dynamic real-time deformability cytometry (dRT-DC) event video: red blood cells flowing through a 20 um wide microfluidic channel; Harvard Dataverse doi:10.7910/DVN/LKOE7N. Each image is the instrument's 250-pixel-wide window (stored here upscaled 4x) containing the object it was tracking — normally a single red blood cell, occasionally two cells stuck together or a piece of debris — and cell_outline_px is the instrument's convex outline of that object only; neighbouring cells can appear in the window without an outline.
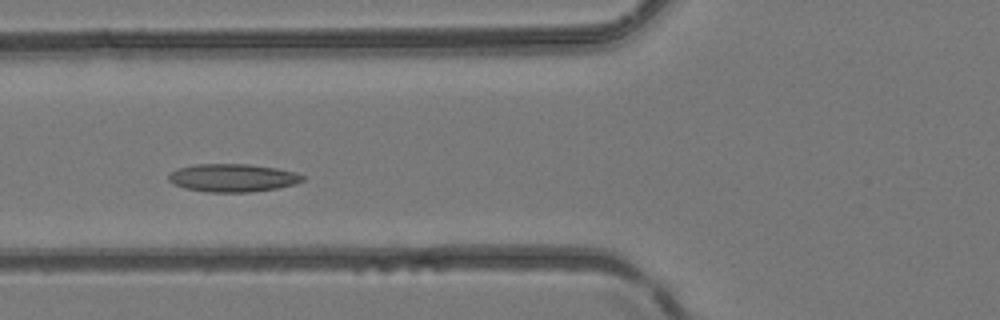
{"species": "common noctule bat (a hibernating species)", "species_latin": "Nyctalus noctula", "temperature_condition": "room temperature", "stored_images_in_passage": 5, "camera_frame_rate_fps": 3000, "um_per_image_px": 0.085, "animal": {"sex": "female", "body_mass_g": 24.6, "forearm_length_mm": 56.2}, "frame": {"image": 1, "passage_image": 4, "time_ms": 1.0, "image_size_px": [1000, 320], "cell_outline_px": [[304, 180], [296, 184], [276, 188], [252, 192], [208, 192], [184, 188], [172, 184], [168, 180], [168, 176], [176, 168], [196, 164], [248, 164], [276, 168], [296, 172], [304, 176]], "centroid_in_image_um": [19.77, 15.12], "position_along_channel_um": 106.0, "area_um2": 21.96}}
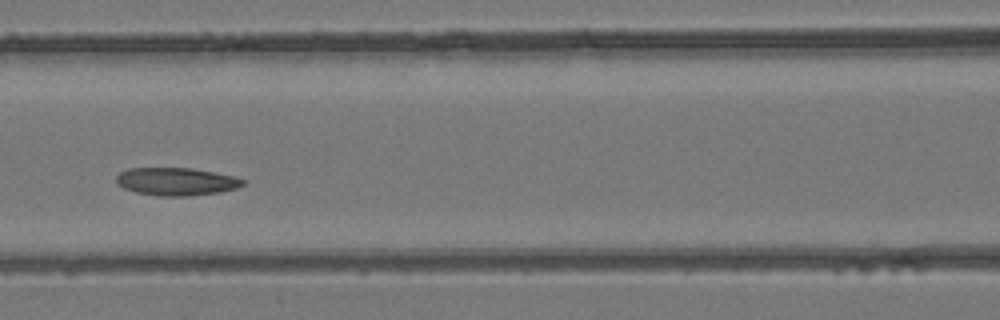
{"frame": {"image": 2, "passage_image": 5, "time_ms": 1.333, "image_size_px": [1000, 320], "cell_outline_px": [[244, 184], [236, 188], [220, 192], [188, 196], [160, 196], [136, 192], [124, 188], [116, 184], [116, 176], [120, 172], [128, 168], [192, 168], [232, 176], [244, 180]], "centroid_in_image_um": [14.94, 15.43], "position_along_channel_um": 151.7, "area_um2": 20.4}}